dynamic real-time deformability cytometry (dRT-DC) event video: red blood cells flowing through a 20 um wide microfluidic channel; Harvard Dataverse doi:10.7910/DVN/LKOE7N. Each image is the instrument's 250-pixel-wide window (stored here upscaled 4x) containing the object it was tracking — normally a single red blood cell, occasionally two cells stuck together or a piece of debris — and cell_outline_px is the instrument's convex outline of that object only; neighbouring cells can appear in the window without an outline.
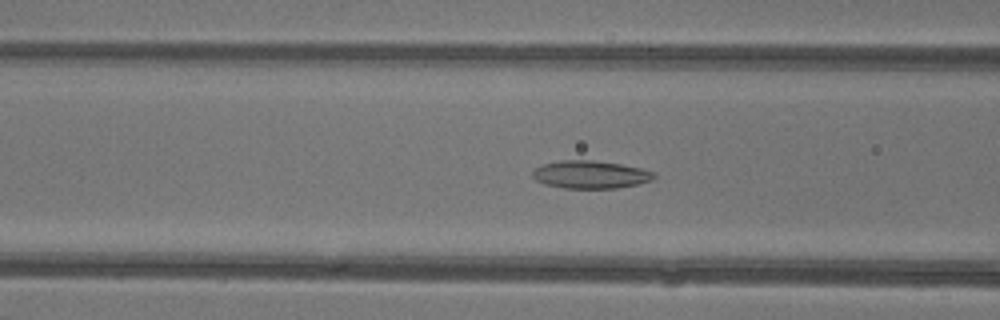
{"species": "common noctule bat (a hibernating species)", "species_latin": "Nyctalus noctula", "temperature_condition": "warm", "stored_images_in_passage": 48, "camera_frame_rate_fps": 3000, "um_per_image_px": 0.085, "animal": {"sex": "female"}, "frame": {"image": 1, "passage_image": 20, "time_ms": 6.333, "image_size_px": [1000, 320], "cell_outline_px": [[656, 176], [652, 180], [636, 184], [616, 188], [564, 188], [544, 184], [536, 180], [532, 176], [532, 172], [536, 168], [544, 164], [560, 160], [592, 160], [620, 164], [640, 168], [656, 172]], "centroid_in_image_um": [50.19, 14.83], "position_along_channel_um": 116.4, "area_um2": 19.59}}
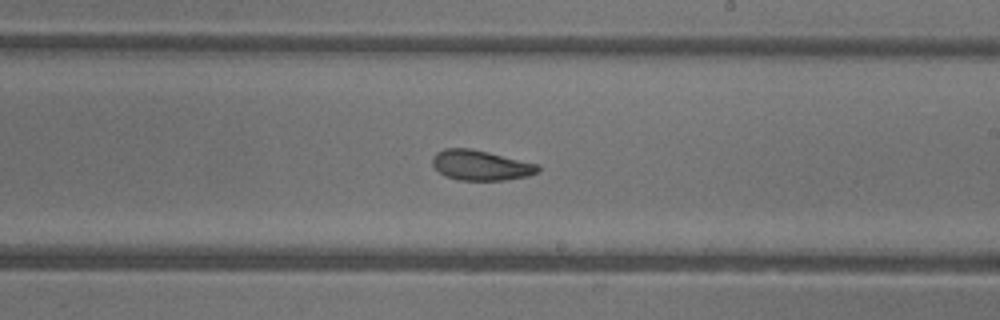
{"frame": {"image": 2, "passage_image": 29, "time_ms": 9.333, "image_size_px": [1000, 320], "cell_outline_px": [[540, 172], [528, 176], [504, 180], [460, 180], [444, 176], [432, 164], [432, 156], [436, 152], [444, 148], [472, 148], [540, 164]], "centroid_in_image_um": [40.88, 14.04], "position_along_channel_um": 248.1, "area_um2": 18.79}}
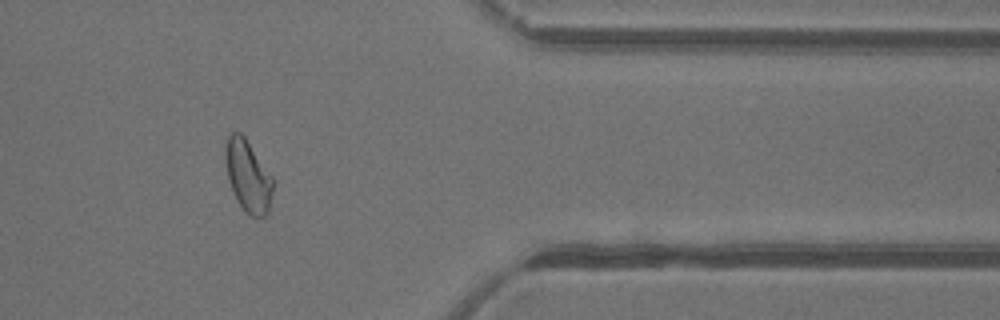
{"frame": {"image": 3, "passage_image": 40, "time_ms": 13.0, "image_size_px": [1000, 320], "cell_outline_px": [[276, 180], [268, 212], [264, 216], [252, 216], [244, 212], [236, 200], [228, 180], [224, 156], [224, 152], [228, 136], [232, 132], [240, 132], [244, 136]], "centroid_in_image_um": [21.1, 14.97], "position_along_channel_um": 390.3, "area_um2": 20.29}, "authors_computed_cell_mechanics": {"area_um2": 20.8369, "velocity_mm_per_s": 4.3953, "shape_relaxation_time_tau1_ms": 5.2057, "shape_relaxation_time_tau2_ms": 1.672, "deformation_change_tau1": 0.1633, "deformation_change_tau2": 0.0864}}